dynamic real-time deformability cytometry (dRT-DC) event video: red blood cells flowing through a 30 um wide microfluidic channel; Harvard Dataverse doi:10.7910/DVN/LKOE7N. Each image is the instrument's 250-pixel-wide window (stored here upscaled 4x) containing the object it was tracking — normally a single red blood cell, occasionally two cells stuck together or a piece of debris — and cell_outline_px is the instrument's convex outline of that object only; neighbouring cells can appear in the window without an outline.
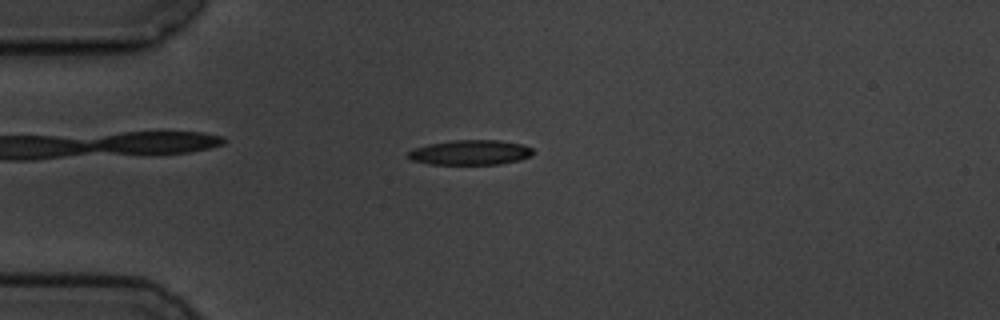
{"species": "common noctule bat (a hibernating species)", "species_latin": "Nyctalus noctula", "temperature_condition": "cold", "stored_images_in_passage": 8, "camera_frame_rate_fps": 3000, "um_per_image_px": 0.085, "animal": {"sex": "male", "body_mass_g": 19.5, "forearm_length_mm": 54.6}, "frame": {"image": 1, "passage_image": 4, "time_ms": 3.667, "image_size_px": [1000, 320], "cell_outline_px": [[536, 152], [532, 156], [520, 160], [500, 164], [428, 164], [412, 160], [408, 156], [408, 152], [412, 148], [428, 144], [452, 140], [500, 140], [524, 144], [532, 148]], "centroid_in_image_um": [40.02, 12.95], "position_along_channel_um": 45.0, "area_um2": 18.38}}
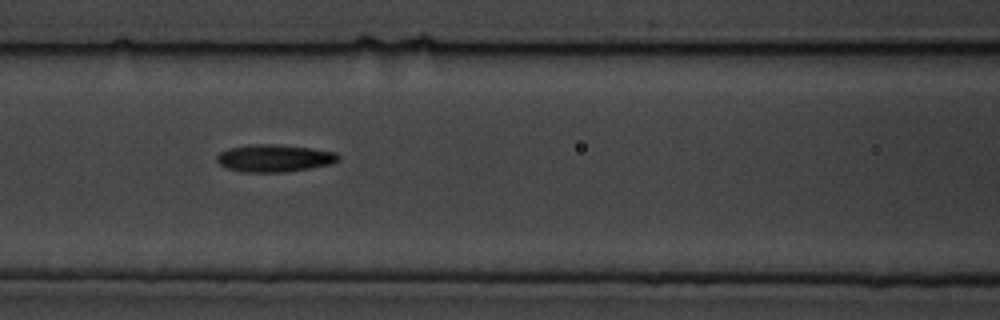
{"frame": {"image": 2, "passage_image": 7, "time_ms": 7.0, "image_size_px": [1000, 320], "cell_outline_px": [[340, 160], [332, 164], [284, 172], [240, 172], [224, 168], [216, 160], [216, 156], [220, 152], [228, 148], [252, 144], [276, 144], [312, 148], [336, 152], [340, 156]], "centroid_in_image_um": [23.3, 13.44], "position_along_channel_um": 143.3, "area_um2": 19.59}}
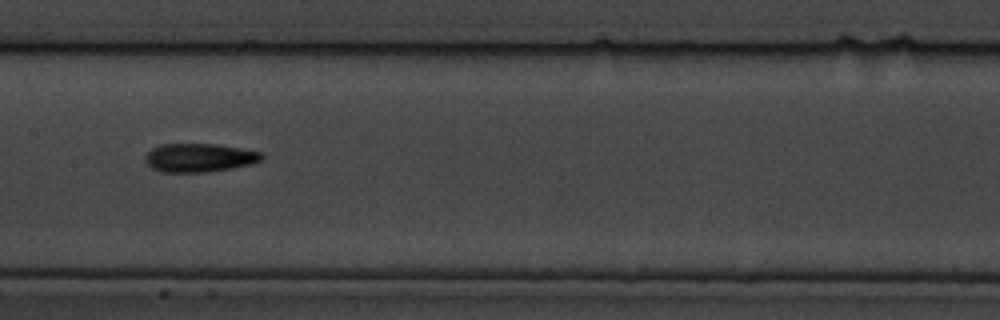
{"frame": {"image": 3, "passage_image": 8, "time_ms": 8.333, "image_size_px": [1000, 320], "cell_outline_px": [[264, 160], [252, 164], [232, 168], [208, 172], [160, 172], [152, 168], [144, 160], [144, 156], [152, 148], [160, 144], [216, 144], [240, 148], [260, 152], [264, 156]], "centroid_in_image_um": [16.94, 13.41], "position_along_channel_um": 190.5, "area_um2": 19.54}}